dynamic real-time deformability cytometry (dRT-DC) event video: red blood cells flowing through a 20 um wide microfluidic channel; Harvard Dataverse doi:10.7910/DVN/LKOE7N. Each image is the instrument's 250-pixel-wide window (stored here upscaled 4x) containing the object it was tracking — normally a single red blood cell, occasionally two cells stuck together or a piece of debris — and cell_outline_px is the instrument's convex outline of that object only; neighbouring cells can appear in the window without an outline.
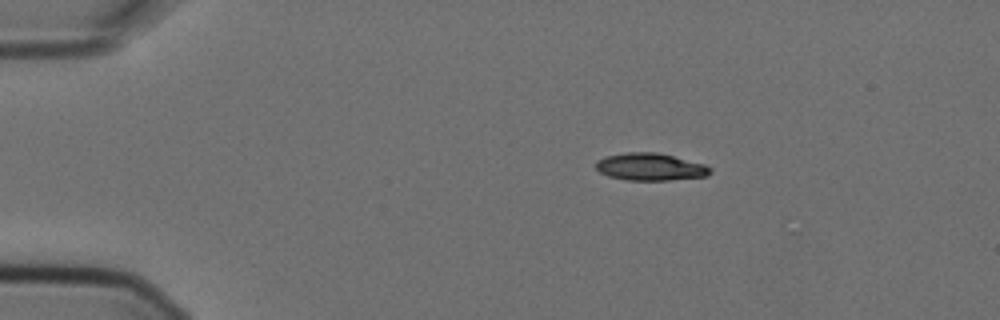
{"species": "Egyptian fruit bat (a non-hibernating species)", "species_latin": "Rousettus aegyptiacus", "temperature_condition": "cold", "stored_images_in_passage": 2, "camera_frame_rate_fps": 3000, "um_per_image_px": 0.085, "animal": {"sex": "female"}, "frame": {"image": 1, "passage_image": 1, "time_ms": 0.0, "image_size_px": [1000, 320], "cell_outline_px": [[712, 172], [708, 176], [668, 180], [628, 180], [608, 176], [600, 172], [596, 168], [596, 160], [604, 156], [624, 152], [656, 152], [704, 164], [712, 168]], "centroid_in_image_um": [55.26, 14.18], "position_along_channel_um": 29.7, "area_um2": 18.26}}